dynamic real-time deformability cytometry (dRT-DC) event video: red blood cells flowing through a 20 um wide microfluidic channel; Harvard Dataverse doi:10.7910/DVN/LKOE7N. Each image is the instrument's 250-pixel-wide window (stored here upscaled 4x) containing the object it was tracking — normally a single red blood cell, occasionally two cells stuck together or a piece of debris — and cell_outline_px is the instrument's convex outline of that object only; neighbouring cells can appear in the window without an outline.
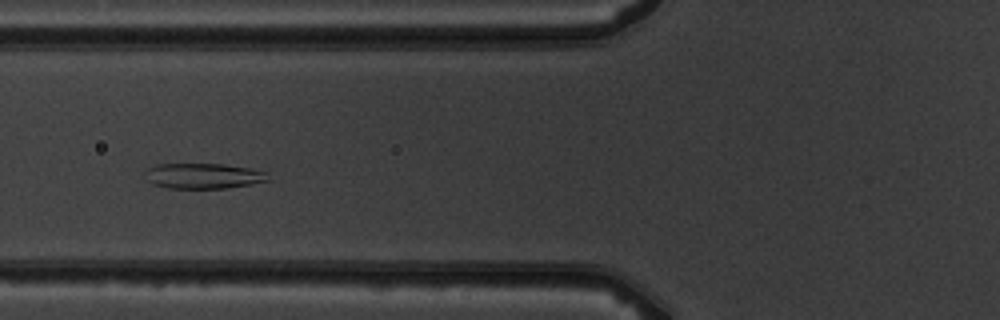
{"species": "common noctule bat (a hibernating species)", "species_latin": "Nyctalus noctula", "temperature_condition": "warm", "stored_images_in_passage": 7, "camera_frame_rate_fps": 3000, "um_per_image_px": 0.085, "animal": {"sex": "male", "body_mass_g": 19.5, "forearm_length_mm": 54.6}, "frame": {"image": 1, "passage_image": 5, "time_ms": 4.667, "image_size_px": [1000, 320], "cell_outline_px": [[268, 180], [252, 184], [224, 188], [168, 188], [152, 184], [148, 180], [144, 172], [144, 168], [156, 164], [224, 164], [252, 168], [264, 172]], "centroid_in_image_um": [17.21, 14.94], "position_along_channel_um": 108.6, "area_um2": 18.21}}